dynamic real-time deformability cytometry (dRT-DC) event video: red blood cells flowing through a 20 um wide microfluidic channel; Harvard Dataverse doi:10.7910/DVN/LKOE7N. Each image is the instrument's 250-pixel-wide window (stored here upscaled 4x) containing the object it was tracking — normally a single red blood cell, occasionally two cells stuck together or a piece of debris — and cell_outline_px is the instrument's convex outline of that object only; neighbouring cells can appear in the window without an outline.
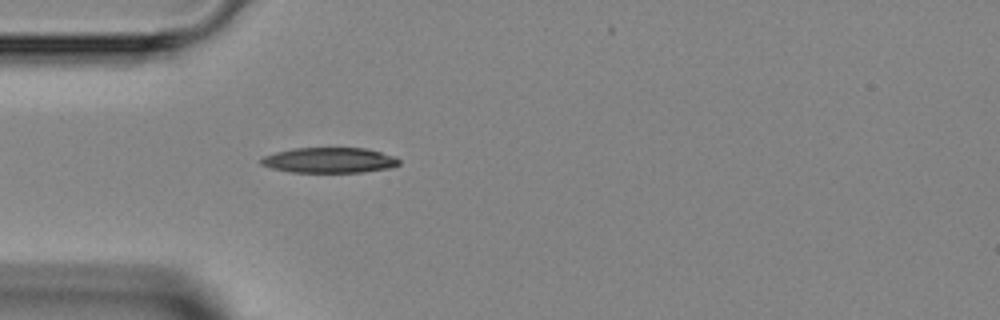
{"species": "Egyptian fruit bat (a non-hibernating species)", "species_latin": "Rousettus aegyptiacus", "temperature_condition": "room temperature", "stored_images_in_passage": 4, "camera_frame_rate_fps": 3000, "um_per_image_px": 0.085, "animal": {"sex": "female"}, "frame": {"image": 1, "passage_image": 4, "time_ms": 3.333, "image_size_px": [1000, 320], "cell_outline_px": [[400, 164], [392, 168], [364, 172], [288, 172], [272, 168], [260, 164], [260, 160], [264, 156], [276, 152], [292, 148], [364, 148], [380, 152], [392, 156], [400, 160]], "centroid_in_image_um": [27.99, 13.62], "position_along_channel_um": 57.0, "area_um2": 20.4}}